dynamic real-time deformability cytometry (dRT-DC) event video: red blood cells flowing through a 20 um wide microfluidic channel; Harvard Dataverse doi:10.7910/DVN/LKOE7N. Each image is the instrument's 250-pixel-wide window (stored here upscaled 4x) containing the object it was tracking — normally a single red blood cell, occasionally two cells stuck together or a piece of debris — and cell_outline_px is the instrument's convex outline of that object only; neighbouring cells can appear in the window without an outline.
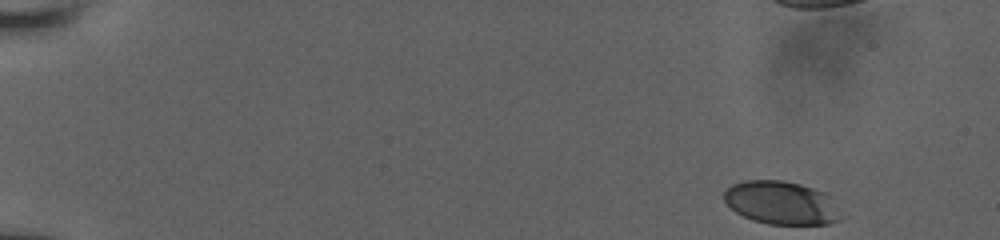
{"species": "human", "species_latin": "Homo sapiens", "temperature_condition": "room temperature", "stored_images_in_passage": 43, "camera_frame_rate_fps": 3000, "um_per_image_px": 0.085, "donor": {"sex": "male"}, "frame": {"image": 1, "passage_image": 1, "time_ms": 0.0, "image_size_px": [1000, 240], "cell_outline_px": [[840, 220], [828, 224], [768, 224], [752, 220], [736, 212], [724, 200], [724, 192], [732, 184], [744, 180], [784, 180], [800, 184], [824, 192], [828, 196]], "centroid_in_image_um": [66.34, 17.23], "position_along_channel_um": 18.7, "area_um2": 28.9}}
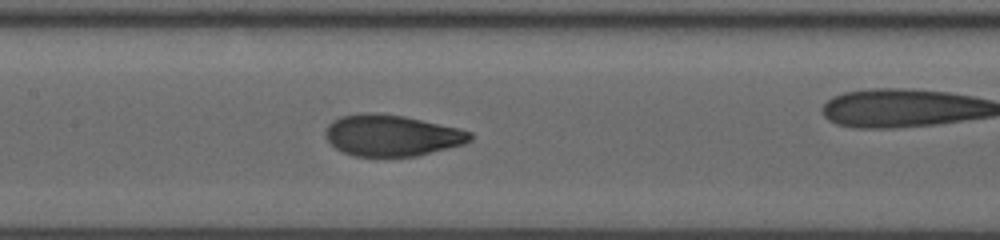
{"frame": {"image": 2, "passage_image": 25, "time_ms": 8.0, "image_size_px": [1000, 240], "cell_outline_px": [[472, 140], [464, 144], [416, 156], [352, 156], [336, 148], [324, 136], [324, 132], [328, 124], [332, 120], [340, 116], [364, 112], [376, 112], [404, 116], [456, 128], [472, 132]], "centroid_in_image_um": [33.26, 11.5], "position_along_channel_um": 174.1, "area_um2": 34.8}}
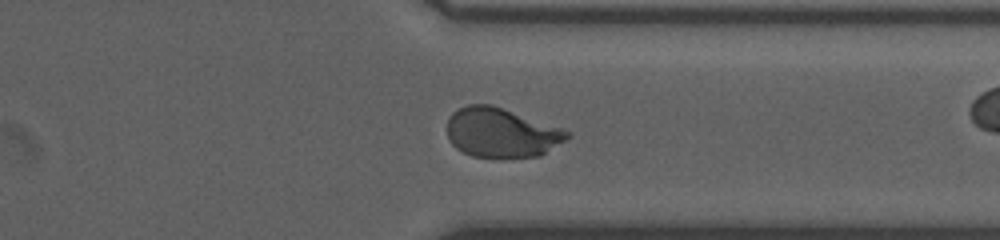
{"frame": {"image": 3, "passage_image": 40, "time_ms": 13.0, "image_size_px": [1000, 240], "cell_outline_px": [[572, 136], [540, 156], [472, 156], [456, 148], [448, 140], [448, 116], [452, 112], [468, 104], [492, 104], [560, 128], [568, 132]], "centroid_in_image_um": [42.58, 11.26], "position_along_channel_um": 368.8, "area_um2": 34.1}}